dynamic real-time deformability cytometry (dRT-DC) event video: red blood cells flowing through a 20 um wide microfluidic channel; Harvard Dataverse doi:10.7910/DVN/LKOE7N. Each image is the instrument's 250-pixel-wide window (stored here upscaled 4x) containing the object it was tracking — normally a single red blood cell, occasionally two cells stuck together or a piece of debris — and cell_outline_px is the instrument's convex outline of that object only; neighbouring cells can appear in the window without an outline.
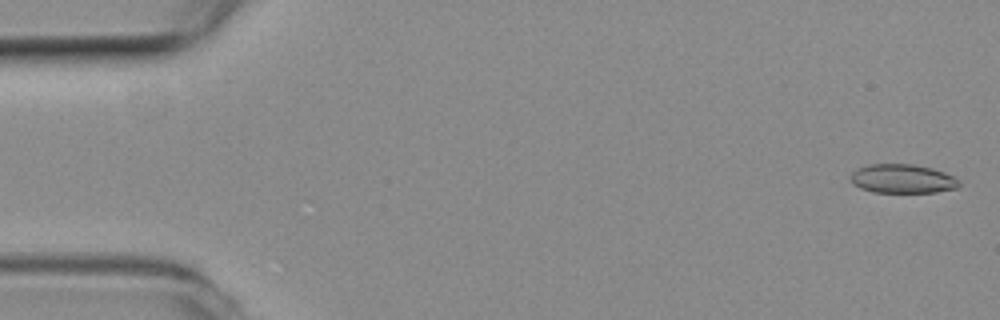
{"species": "common noctule bat (a hibernating species)", "species_latin": "Nyctalus noctula", "temperature_condition": "room temperature", "stored_images_in_passage": 4, "camera_frame_rate_fps": 3000, "um_per_image_px": 0.085, "animal": {"sex": "female", "body_mass_g": 19.3, "forearm_length_mm": 54.1}, "frame": {"image": 1, "passage_image": 1, "time_ms": 0.0, "image_size_px": [1000, 320], "cell_outline_px": [[960, 184], [956, 188], [936, 192], [872, 192], [860, 188], [852, 184], [852, 172], [856, 168], [868, 164], [912, 164], [932, 168], [944, 172], [960, 180]], "centroid_in_image_um": [76.7, 15.19], "position_along_channel_um": 8.3, "area_um2": 18.32}}
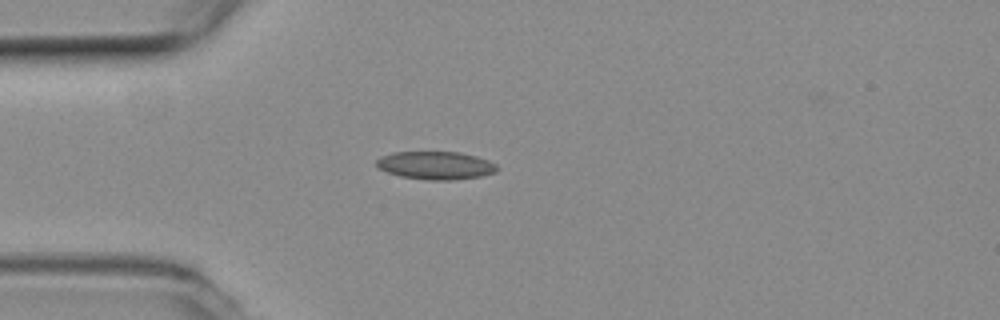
{"frame": {"image": 2, "passage_image": 4, "time_ms": 1.0, "image_size_px": [1000, 320], "cell_outline_px": [[500, 168], [496, 172], [480, 176], [452, 180], [428, 180], [400, 176], [388, 172], [380, 168], [376, 164], [376, 160], [380, 156], [392, 152], [460, 152], [476, 156], [488, 160], [496, 164]], "centroid_in_image_um": [37.05, 14.05], "position_along_channel_um": 48.0, "area_um2": 19.71}}